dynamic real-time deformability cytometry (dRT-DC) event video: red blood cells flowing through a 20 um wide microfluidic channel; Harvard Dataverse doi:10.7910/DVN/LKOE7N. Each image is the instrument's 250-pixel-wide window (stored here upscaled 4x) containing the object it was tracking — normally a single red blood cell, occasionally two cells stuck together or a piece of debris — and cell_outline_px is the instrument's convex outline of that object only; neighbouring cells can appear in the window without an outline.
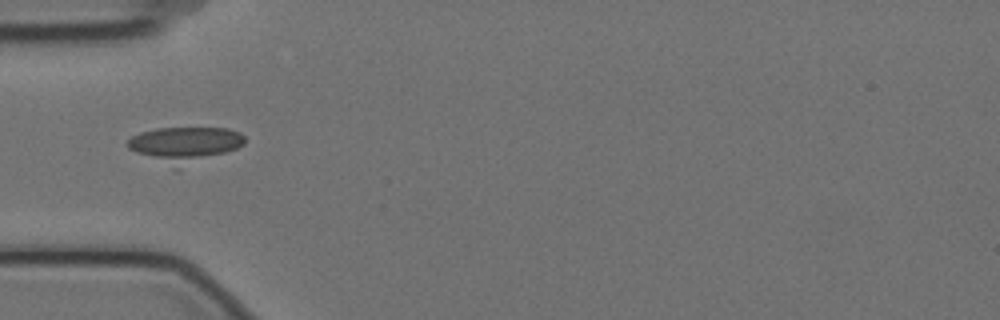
{"species": "Egyptian fruit bat (a non-hibernating species)", "species_latin": "Rousettus aegyptiacus", "temperature_condition": "cold", "stored_images_in_passage": 3, "camera_frame_rate_fps": 3000, "um_per_image_px": 0.085, "animal": {"sex": "female"}, "frame": {"image": 1, "passage_image": 2, "time_ms": 0.333, "image_size_px": [1000, 320], "cell_outline_px": [[244, 144], [236, 148], [176, 168], [172, 168], [136, 152], [128, 148], [128, 140], [132, 136], [140, 132], [156, 128], [228, 128], [240, 132], [244, 136]], "centroid_in_image_um": [15.67, 12.25], "position_along_channel_um": 69.3, "area_um2": 23.58}}
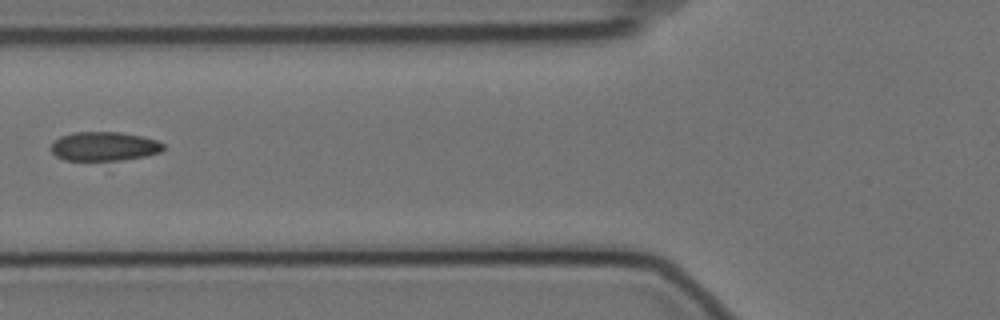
{"frame": {"image": 2, "passage_image": 3, "time_ms": 0.667, "image_size_px": [1000, 320], "cell_outline_px": [[164, 148], [160, 152], [144, 156], [120, 160], [64, 160], [56, 156], [52, 152], [52, 144], [60, 136], [72, 132], [120, 132], [144, 136], [156, 140], [164, 144]], "centroid_in_image_um": [8.86, 12.43], "position_along_channel_um": 116.9, "area_um2": 18.96}}